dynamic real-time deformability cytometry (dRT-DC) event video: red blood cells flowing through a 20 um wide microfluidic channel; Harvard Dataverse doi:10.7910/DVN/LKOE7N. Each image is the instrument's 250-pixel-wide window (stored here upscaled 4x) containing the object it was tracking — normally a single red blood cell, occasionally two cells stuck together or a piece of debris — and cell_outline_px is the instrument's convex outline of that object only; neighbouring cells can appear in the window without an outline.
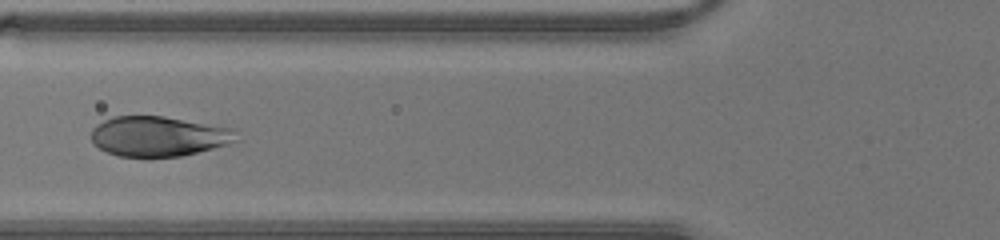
{"species": "human", "species_latin": "Homo sapiens", "temperature_condition": "warm", "stored_images_in_passage": 31, "camera_frame_rate_fps": 3000, "um_per_image_px": 0.085, "donor": {"sex": "male"}, "frame": {"image": 1, "passage_image": 16, "time_ms": 5.0, "image_size_px": [1000, 240], "cell_outline_px": [[240, 140], [228, 144], [180, 156], [116, 156], [100, 148], [92, 140], [92, 128], [96, 124], [112, 116], [164, 116], [232, 128]], "centroid_in_image_um": [13.47, 11.57], "position_along_channel_um": 112.3, "area_um2": 33.58}}